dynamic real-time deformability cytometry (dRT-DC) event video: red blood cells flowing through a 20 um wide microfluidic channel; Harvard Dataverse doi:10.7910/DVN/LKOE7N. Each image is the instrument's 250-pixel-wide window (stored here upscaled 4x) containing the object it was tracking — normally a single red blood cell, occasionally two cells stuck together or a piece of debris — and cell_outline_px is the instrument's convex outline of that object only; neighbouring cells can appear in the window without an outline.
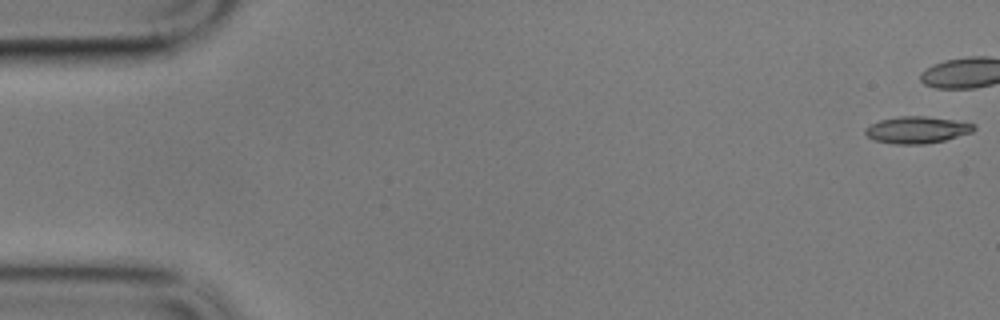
{"species": "common noctule bat (a hibernating species)", "species_latin": "Nyctalus noctula", "temperature_condition": "cold", "stored_images_in_passage": 46, "camera_frame_rate_fps": 3000, "um_per_image_px": 0.085, "animal": {"sex": "male", "body_mass_g": 17.9}, "frame": {"image": 1, "passage_image": 1, "time_ms": 0.0, "image_size_px": [1000, 320], "cell_outline_px": [[976, 128], [972, 132], [944, 140], [924, 144], [896, 144], [876, 140], [868, 136], [864, 132], [864, 128], [880, 120], [900, 116], [924, 116], [952, 120], [976, 124]], "centroid_in_image_um": [77.95, 11.03], "position_along_channel_um": 7.1, "area_um2": 16.76}}